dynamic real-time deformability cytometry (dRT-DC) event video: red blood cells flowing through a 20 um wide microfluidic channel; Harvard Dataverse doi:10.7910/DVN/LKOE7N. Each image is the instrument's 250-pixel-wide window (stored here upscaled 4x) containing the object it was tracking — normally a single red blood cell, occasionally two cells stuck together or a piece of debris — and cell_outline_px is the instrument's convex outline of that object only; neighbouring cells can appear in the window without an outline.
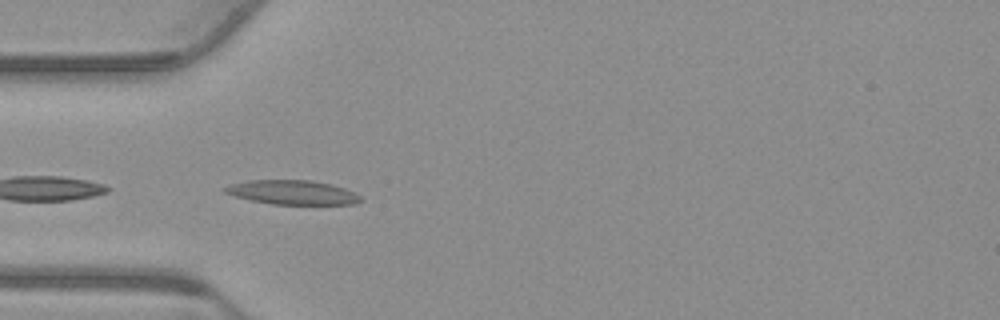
{"species": "common noctule bat (a hibernating species)", "species_latin": "Nyctalus noctula", "temperature_condition": "warm", "stored_images_in_passage": 13, "camera_frame_rate_fps": 3000, "um_per_image_px": 0.085, "animal": {"sex": "male", "body_mass_g": 23.1, "forearm_length_mm": 52.7}, "frame": {"image": 1, "passage_image": 1, "time_ms": 0.0, "image_size_px": [1000, 320], "cell_outline_px": [[360, 200], [356, 204], [272, 204], [252, 200], [236, 196], [224, 192], [224, 188], [232, 184], [248, 180], [312, 180], [332, 184], [344, 188], [360, 196]], "centroid_in_image_um": [24.87, 16.34], "position_along_channel_um": 60.1, "area_um2": 18.9}}
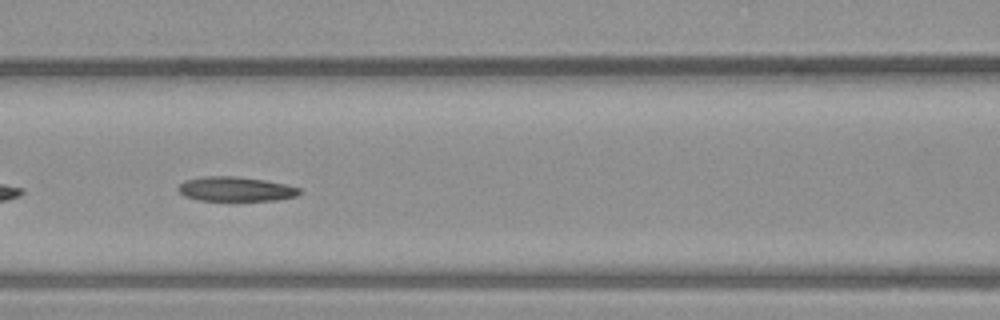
{"frame": {"image": 2, "passage_image": 8, "time_ms": 2.333, "image_size_px": [1000, 320], "cell_outline_px": [[300, 192], [296, 196], [276, 200], [200, 200], [184, 196], [176, 188], [184, 180], [200, 176], [236, 176], [264, 180], [284, 184], [300, 188]], "centroid_in_image_um": [19.98, 16.06], "position_along_channel_um": 146.6, "area_um2": 17.22}}